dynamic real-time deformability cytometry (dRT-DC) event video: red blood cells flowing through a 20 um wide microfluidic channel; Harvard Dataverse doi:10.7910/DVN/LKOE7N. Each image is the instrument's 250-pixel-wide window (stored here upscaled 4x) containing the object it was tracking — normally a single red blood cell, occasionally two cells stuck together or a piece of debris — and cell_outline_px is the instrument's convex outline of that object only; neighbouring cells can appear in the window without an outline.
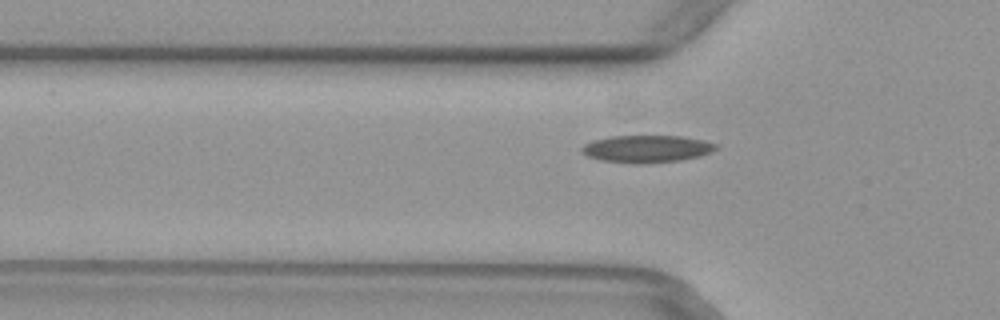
{"species": "common noctule bat (a hibernating species)", "species_latin": "Nyctalus noctula", "temperature_condition": "warm", "stored_images_in_passage": 51, "camera_frame_rate_fps": 3000, "um_per_image_px": 0.085, "animal": {"sex": "female", "body_mass_g": 29.2, "forearm_length_mm": 56.3}, "frame": {"image": 1, "passage_image": 17, "time_ms": 5.333, "image_size_px": [1000, 320], "cell_outline_px": [[720, 148], [712, 152], [700, 156], [680, 160], [640, 164], [600, 160], [588, 156], [580, 152], [580, 148], [584, 144], [592, 140], [612, 136], [680, 136], [704, 140], [716, 144]], "centroid_in_image_um": [54.97, 12.65], "position_along_channel_um": 70.8, "area_um2": 21.44}}
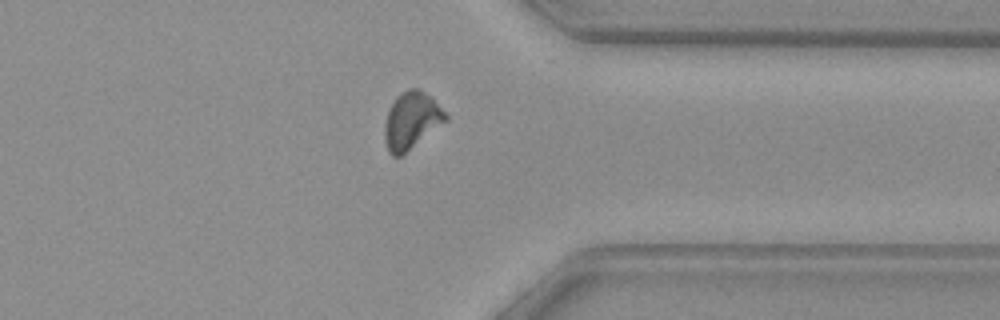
{"frame": {"image": 2, "passage_image": 40, "time_ms": 13.0, "image_size_px": [1000, 320], "cell_outline_px": [[448, 120], [400, 156], [392, 156], [388, 152], [384, 140], [384, 124], [388, 112], [396, 96], [400, 92], [408, 88], [420, 88], [432, 96], [448, 116]], "centroid_in_image_um": [34.97, 10.21], "position_along_channel_um": 376.4, "area_um2": 20.35}}
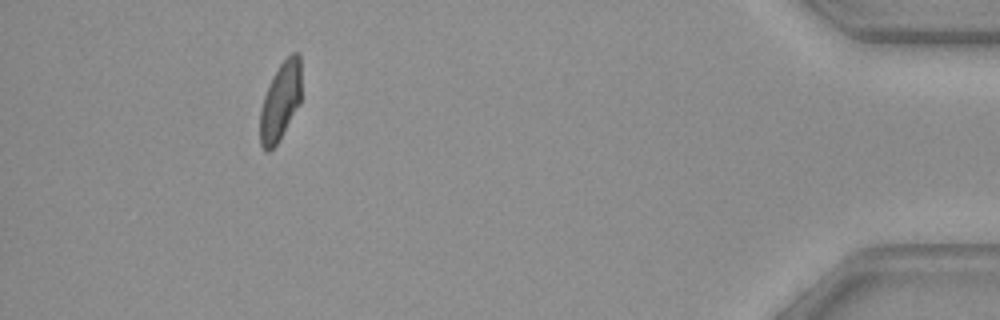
{"frame": {"image": 3, "passage_image": 47, "time_ms": 15.333, "image_size_px": [1000, 320], "cell_outline_px": [[300, 104], [280, 140], [268, 152], [260, 144], [260, 108], [268, 84], [272, 76], [280, 64], [292, 52], [300, 52]], "centroid_in_image_um": [23.83, 8.61], "position_along_channel_um": 411.4, "area_um2": 18.9}}